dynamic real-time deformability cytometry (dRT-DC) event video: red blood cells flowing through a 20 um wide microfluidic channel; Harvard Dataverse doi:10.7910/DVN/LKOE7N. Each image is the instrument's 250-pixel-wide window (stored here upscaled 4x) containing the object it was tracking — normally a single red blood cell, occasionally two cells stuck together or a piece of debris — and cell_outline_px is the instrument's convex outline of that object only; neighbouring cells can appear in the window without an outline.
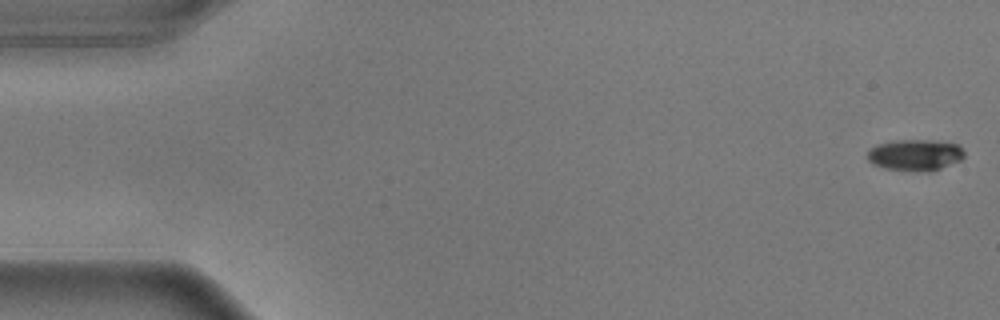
{"species": "common noctule bat (a hibernating species)", "species_latin": "Nyctalus noctula", "temperature_condition": "warm", "stored_images_in_passage": 56, "camera_frame_rate_fps": 3000, "um_per_image_px": 0.085, "animal": {"sex": "male", "body_mass_g": 17.9}, "frame": {"image": 1, "passage_image": 1, "time_ms": 0.0, "image_size_px": [1000, 320], "cell_outline_px": [[964, 156], [960, 160], [932, 172], [884, 168], [872, 164], [868, 160], [868, 148], [876, 144], [892, 140], [936, 140], [960, 144], [964, 152]], "centroid_in_image_um": [77.78, 13.15], "position_along_channel_um": 7.2, "area_um2": 17.92}}
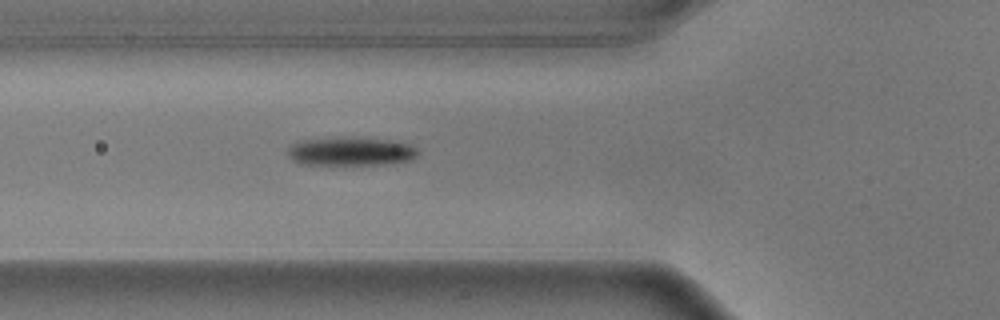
{"frame": {"image": 2, "passage_image": 20, "time_ms": 6.333, "image_size_px": [1000, 320], "cell_outline_px": [[420, 152], [412, 160], [380, 164], [304, 164], [292, 160], [288, 156], [288, 148], [296, 140], [336, 136], [360, 136], [392, 140], [412, 144]], "centroid_in_image_um": [29.81, 12.82], "position_along_channel_um": 96.0, "area_um2": 22.37}}
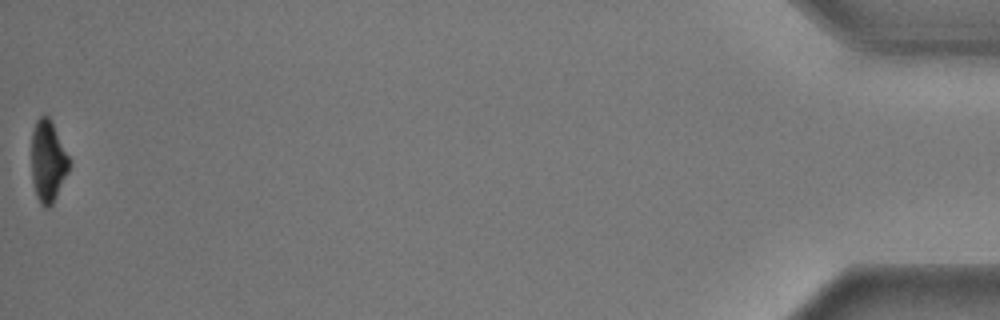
{"frame": {"image": 3, "passage_image": 56, "time_ms": 18.333, "image_size_px": [1000, 320], "cell_outline_px": [[68, 172], [52, 204], [48, 208], [44, 208], [40, 204], [36, 196], [32, 180], [32, 132], [36, 120], [40, 116], [48, 116], [68, 156]], "centroid_in_image_um": [4.04, 13.75], "position_along_channel_um": 431.2, "area_um2": 17.46}, "authors_computed_cell_mechanics": {"area_um2": 20.3745, "velocity_mm_per_s": 3.6122, "shape_relaxation_time_tau1_ms": 2.6073, "shape_relaxation_time_tau2_ms": null, "deformation_change_tau1": 0.1595, "deformation_change_tau2": null}}